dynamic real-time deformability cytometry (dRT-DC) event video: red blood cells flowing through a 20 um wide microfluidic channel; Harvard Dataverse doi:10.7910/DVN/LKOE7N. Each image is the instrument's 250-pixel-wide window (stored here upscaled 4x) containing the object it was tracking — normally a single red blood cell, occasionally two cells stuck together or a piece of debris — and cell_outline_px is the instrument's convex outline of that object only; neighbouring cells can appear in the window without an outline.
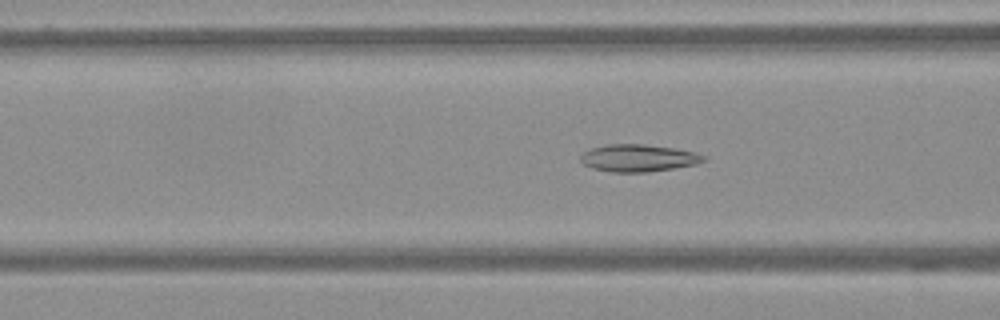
{"species": "Egyptian fruit bat (a non-hibernating species)", "species_latin": "Rousettus aegyptiacus", "temperature_condition": "warm", "stored_images_in_passage": 63, "camera_frame_rate_fps": 3000, "um_per_image_px": 0.085, "frame": {"image": 1, "passage_image": 25, "time_ms": 8.0, "image_size_px": [1000, 320], "cell_outline_px": [[708, 160], [696, 164], [648, 172], [612, 172], [592, 168], [584, 164], [580, 160], [580, 156], [584, 152], [592, 148], [608, 144], [644, 144], [676, 148], [696, 152], [708, 156]], "centroid_in_image_um": [54.31, 13.43], "position_along_channel_um": 112.3, "area_um2": 19.65}}
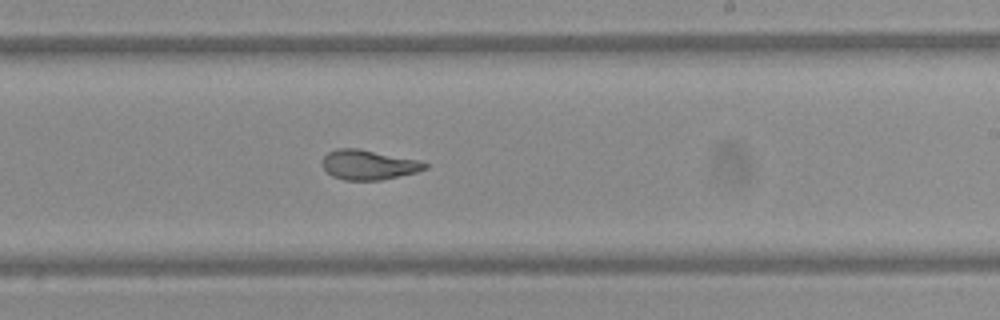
{"frame": {"image": 2, "passage_image": 38, "time_ms": 12.333, "image_size_px": [1000, 320], "cell_outline_px": [[428, 168], [416, 172], [380, 180], [344, 180], [332, 176], [320, 164], [324, 156], [328, 152], [336, 148], [356, 148], [420, 160], [428, 164]], "centroid_in_image_um": [31.31, 14.0], "position_along_channel_um": 257.7, "area_um2": 17.8}}
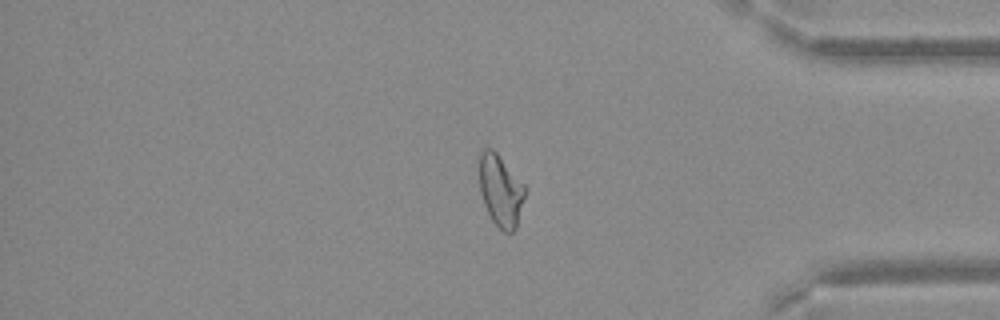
{"frame": {"image": 3, "passage_image": 52, "time_ms": 17.0, "image_size_px": [1000, 320], "cell_outline_px": [[524, 196], [516, 228], [512, 232], [504, 232], [492, 220], [484, 204], [480, 192], [480, 152], [484, 148], [492, 148], [496, 152], [524, 184]], "centroid_in_image_um": [42.54, 16.19], "position_along_channel_um": 392.7, "area_um2": 18.67}}